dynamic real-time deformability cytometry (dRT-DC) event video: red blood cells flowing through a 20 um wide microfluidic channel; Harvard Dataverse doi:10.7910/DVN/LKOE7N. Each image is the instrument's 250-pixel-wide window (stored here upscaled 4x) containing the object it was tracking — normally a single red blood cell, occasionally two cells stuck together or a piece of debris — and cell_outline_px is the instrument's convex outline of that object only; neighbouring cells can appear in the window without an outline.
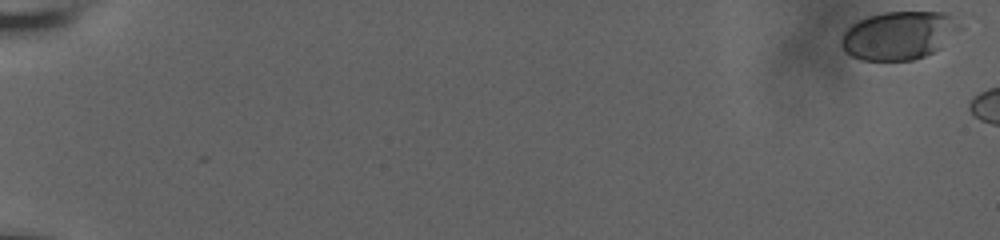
{"species": "human", "species_latin": "Homo sapiens", "temperature_condition": "room temperature", "stored_images_in_passage": 11, "segment_of_instrument_passage": [1, 2], "camera_frame_rate_fps": 3000, "um_per_image_px": 0.085, "donor": {"sex": "male"}, "frame": {"image": 1, "passage_image": 1, "time_ms": 0.0, "image_size_px": [1000, 240], "cell_outline_px": [[964, 28], [940, 48], [924, 56], [912, 60], [860, 60], [852, 56], [840, 44], [840, 40], [844, 32], [852, 24], [868, 16], [884, 12], [944, 12], [952, 16]], "centroid_in_image_um": [76.44, 3.0], "position_along_channel_um": 8.6, "area_um2": 33.35}}
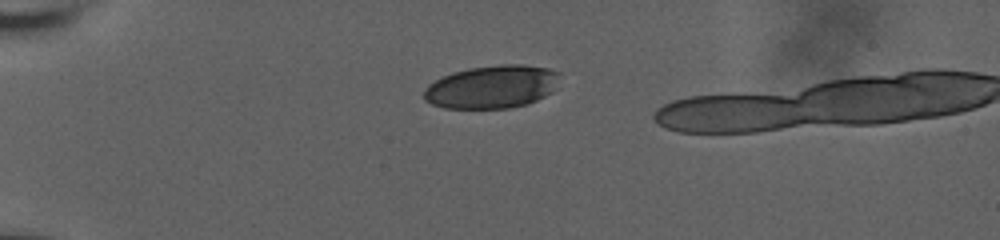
{"frame": {"image": 2, "passage_image": 7, "time_ms": 2.0, "image_size_px": [1000, 240], "cell_outline_px": [[560, 72], [556, 88], [552, 92], [528, 104], [508, 108], [444, 108], [432, 104], [424, 100], [424, 88], [428, 84], [452, 72], [468, 68], [500, 64], [524, 64], [548, 68]], "centroid_in_image_um": [41.83, 7.37], "position_along_channel_um": 43.2, "area_um2": 34.28}}
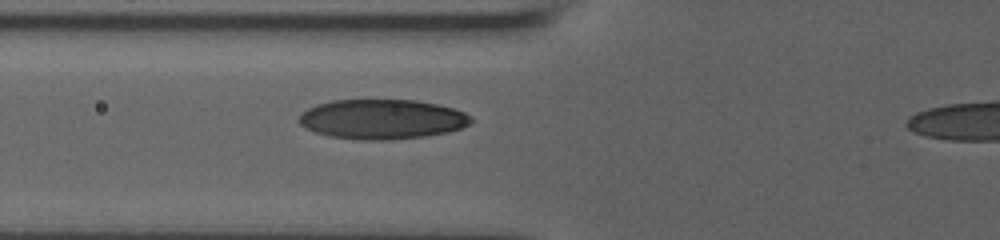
{"frame": {"image": 3, "passage_image": 10, "time_ms": 3.0, "image_size_px": [1000, 240], "cell_outline_px": [[472, 120], [468, 124], [460, 128], [448, 132], [428, 136], [392, 140], [360, 140], [328, 136], [304, 128], [296, 120], [308, 108], [316, 104], [332, 100], [416, 100], [456, 108], [472, 116]], "centroid_in_image_um": [32.47, 10.14], "position_along_channel_um": 93.3, "area_um2": 40.17}}